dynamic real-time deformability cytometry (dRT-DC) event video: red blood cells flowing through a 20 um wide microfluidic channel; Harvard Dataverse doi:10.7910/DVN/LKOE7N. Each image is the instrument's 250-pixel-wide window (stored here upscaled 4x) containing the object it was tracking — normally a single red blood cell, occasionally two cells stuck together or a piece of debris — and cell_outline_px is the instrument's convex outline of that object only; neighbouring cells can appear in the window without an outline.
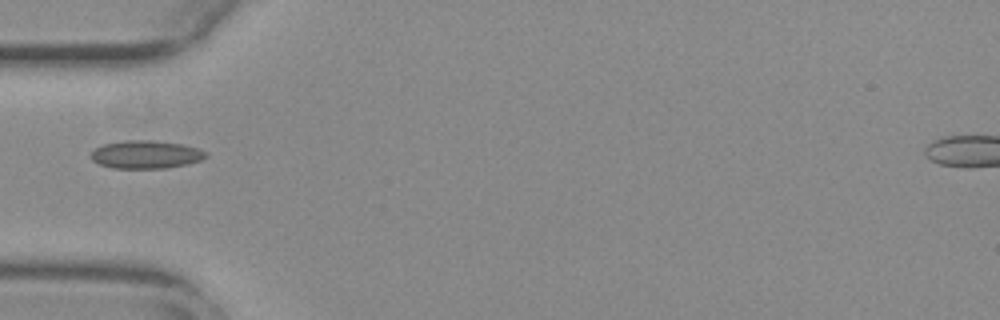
{"species": "common noctule bat (a hibernating species)", "species_latin": "Nyctalus noctula", "temperature_condition": "warm", "stored_images_in_passage": 34, "camera_frame_rate_fps": 3000, "um_per_image_px": 0.085, "animal": {"sex": "female", "body_mass_g": 29.2, "forearm_length_mm": 56.3}, "frame": {"image": 1, "passage_image": 1, "time_ms": 0.0, "image_size_px": [1000, 320], "cell_outline_px": [[208, 156], [200, 160], [188, 164], [164, 168], [112, 168], [100, 164], [92, 160], [92, 152], [96, 148], [104, 144], [124, 140], [152, 140], [184, 144], [200, 148], [208, 152]], "centroid_in_image_um": [12.46, 13.12], "position_along_channel_um": 72.5, "area_um2": 18.84}}
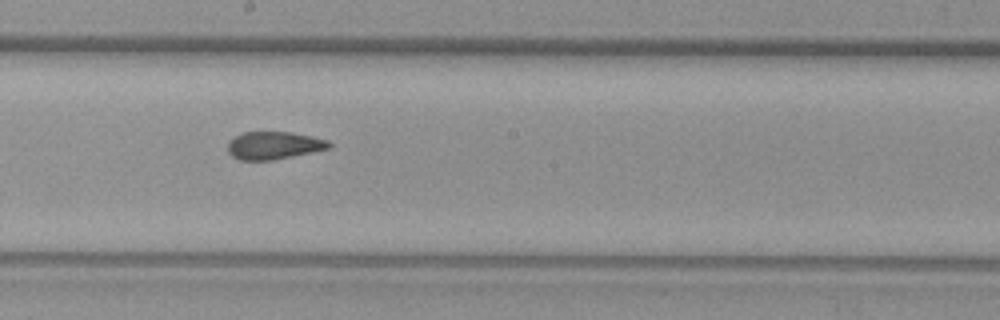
{"frame": {"image": 2, "passage_image": 13, "time_ms": 4.0, "image_size_px": [1000, 320], "cell_outline_px": [[332, 148], [272, 160], [240, 160], [232, 156], [228, 152], [228, 140], [244, 132], [292, 132], [312, 136], [328, 140], [332, 144]], "centroid_in_image_um": [23.29, 12.36], "position_along_channel_um": 224.9, "area_um2": 16.42}}
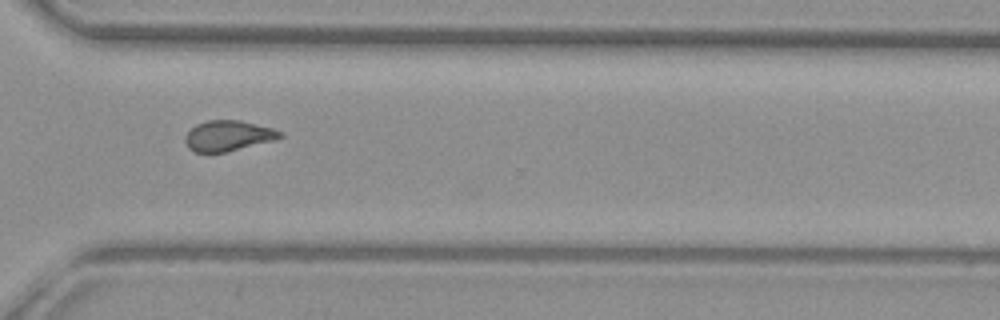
{"frame": {"image": 3, "passage_image": 23, "time_ms": 7.333, "image_size_px": [1000, 320], "cell_outline_px": [[284, 136], [276, 140], [224, 152], [192, 152], [188, 148], [184, 140], [184, 136], [196, 124], [208, 120], [240, 120], [272, 128], [284, 132]], "centroid_in_image_um": [19.4, 11.54], "position_along_channel_um": 351.2, "area_um2": 16.94}}